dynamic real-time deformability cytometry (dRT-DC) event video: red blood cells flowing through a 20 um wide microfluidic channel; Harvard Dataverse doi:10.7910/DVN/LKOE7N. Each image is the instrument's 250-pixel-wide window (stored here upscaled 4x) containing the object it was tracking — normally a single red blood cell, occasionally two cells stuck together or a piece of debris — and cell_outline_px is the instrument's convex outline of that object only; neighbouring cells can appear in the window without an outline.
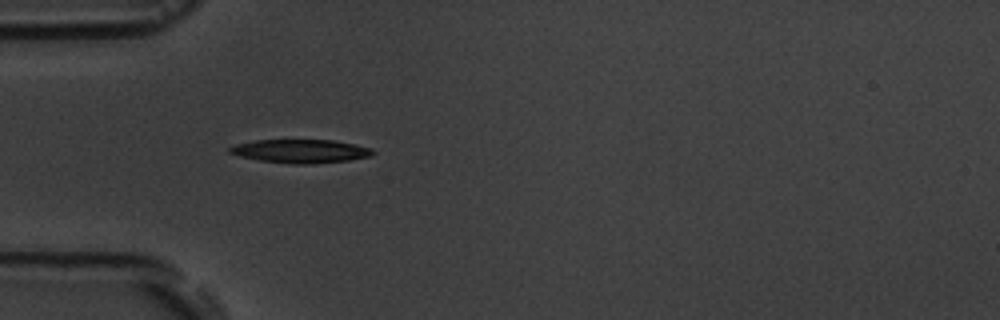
{"species": "common noctule bat (a hibernating species)", "species_latin": "Nyctalus noctula", "temperature_condition": "room temperature", "stored_images_in_passage": 4, "camera_frame_rate_fps": 3000, "um_per_image_px": 0.085, "animal": {"sex": "male", "body_mass_g": 19.5, "forearm_length_mm": 54.6}, "frame": {"image": 1, "passage_image": 4, "time_ms": 4.333, "image_size_px": [1000, 320], "cell_outline_px": [[376, 152], [372, 156], [348, 160], [312, 164], [292, 164], [260, 160], [240, 156], [228, 152], [228, 148], [236, 144], [256, 140], [332, 140], [356, 144], [372, 148]], "centroid_in_image_um": [25.59, 12.84], "position_along_channel_um": 59.4, "area_um2": 19.65}}